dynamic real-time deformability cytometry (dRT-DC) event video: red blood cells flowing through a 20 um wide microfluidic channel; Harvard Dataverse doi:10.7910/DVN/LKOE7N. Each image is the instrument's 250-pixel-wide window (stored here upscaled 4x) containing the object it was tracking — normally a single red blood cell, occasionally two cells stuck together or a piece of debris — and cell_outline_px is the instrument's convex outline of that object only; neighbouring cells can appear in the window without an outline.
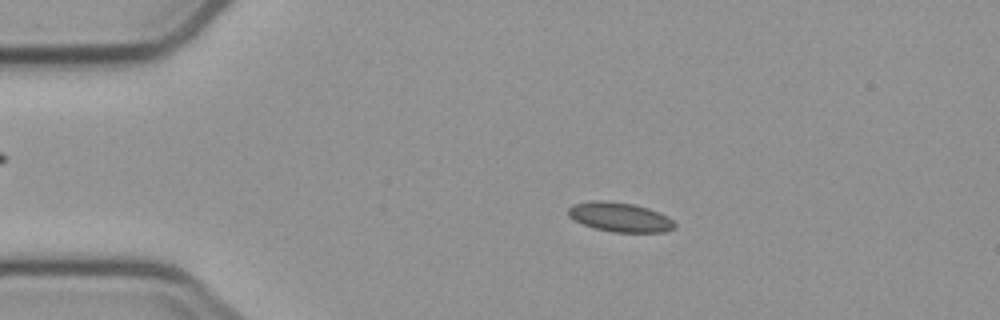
{"species": "common noctule bat (a hibernating species)", "species_latin": "Nyctalus noctula", "temperature_condition": "cold", "stored_images_in_passage": 5, "camera_frame_rate_fps": 3000, "um_per_image_px": 0.085, "animal": {"sex": "male", "body_mass_g": 23.1, "forearm_length_mm": 52.7}, "frame": {"image": 1, "passage_image": 3, "time_ms": 2.333, "image_size_px": [1000, 320], "cell_outline_px": [[676, 228], [664, 232], [612, 232], [596, 228], [584, 224], [568, 216], [568, 208], [572, 204], [592, 200], [604, 200], [632, 204], [648, 208], [668, 216], [676, 224]], "centroid_in_image_um": [52.7, 18.45], "position_along_channel_um": 32.3, "area_um2": 18.21}}